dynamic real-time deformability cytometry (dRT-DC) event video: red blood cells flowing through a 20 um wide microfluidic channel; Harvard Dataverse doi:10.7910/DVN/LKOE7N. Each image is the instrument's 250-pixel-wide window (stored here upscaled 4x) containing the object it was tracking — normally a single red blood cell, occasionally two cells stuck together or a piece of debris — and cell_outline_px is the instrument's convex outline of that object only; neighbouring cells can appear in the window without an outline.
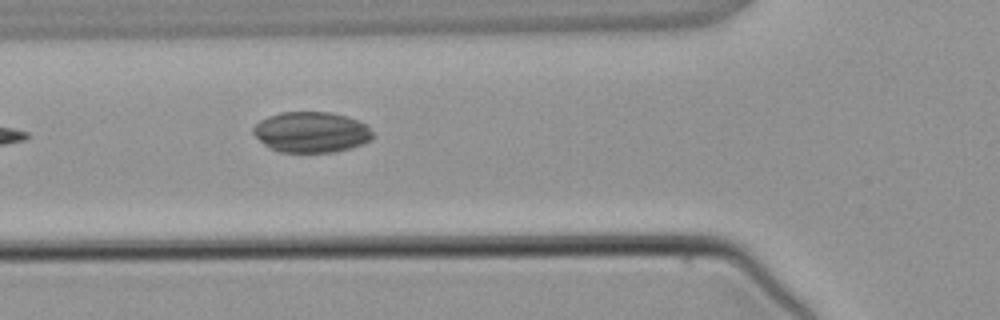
{"species": "common noctule bat (a hibernating species)", "species_latin": "Nyctalus noctula", "temperature_condition": "warm", "stored_images_in_passage": 4, "camera_frame_rate_fps": 3000, "um_per_image_px": 0.085, "animal": {"sex": "male", "body_mass_g": 21.5, "forearm_length_mm": 52.0}, "frame": {"image": 1, "passage_image": 4, "time_ms": 3.667, "image_size_px": [1000, 320], "cell_outline_px": [[372, 140], [364, 144], [352, 148], [336, 152], [280, 152], [268, 148], [252, 132], [252, 128], [260, 120], [268, 116], [280, 112], [328, 112], [360, 120], [368, 124], [372, 132]], "centroid_in_image_um": [26.48, 11.24], "position_along_channel_um": 99.3, "area_um2": 28.61}}